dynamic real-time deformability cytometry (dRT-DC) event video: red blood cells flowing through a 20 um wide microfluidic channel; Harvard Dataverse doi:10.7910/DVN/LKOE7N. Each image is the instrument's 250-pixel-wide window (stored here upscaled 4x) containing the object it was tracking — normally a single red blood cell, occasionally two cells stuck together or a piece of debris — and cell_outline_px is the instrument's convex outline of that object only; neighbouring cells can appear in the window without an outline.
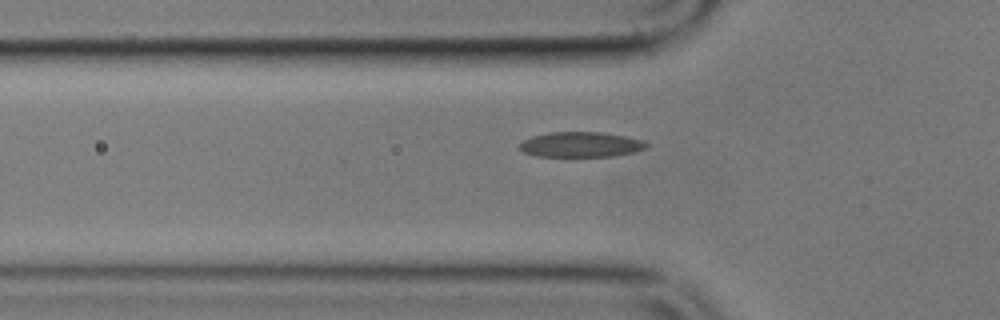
{"species": "common noctule bat (a hibernating species)", "species_latin": "Nyctalus noctula", "temperature_condition": "cold", "stored_images_in_passage": 3, "segment_of_instrument_passage": [2, 2], "camera_frame_rate_fps": 3000, "um_per_image_px": 0.085, "animal": {"sex": "male", "body_mass_g": 17.9}, "frame": {"image": 1, "passage_image": 3, "time_ms": 2.333, "image_size_px": [1000, 320], "cell_outline_px": [[648, 144], [644, 148], [632, 152], [612, 156], [536, 156], [524, 152], [520, 148], [520, 144], [524, 140], [532, 136], [548, 132], [600, 132], [624, 136], [644, 140]], "centroid_in_image_um": [49.35, 12.28], "position_along_channel_um": 76.5, "area_um2": 18.38}}